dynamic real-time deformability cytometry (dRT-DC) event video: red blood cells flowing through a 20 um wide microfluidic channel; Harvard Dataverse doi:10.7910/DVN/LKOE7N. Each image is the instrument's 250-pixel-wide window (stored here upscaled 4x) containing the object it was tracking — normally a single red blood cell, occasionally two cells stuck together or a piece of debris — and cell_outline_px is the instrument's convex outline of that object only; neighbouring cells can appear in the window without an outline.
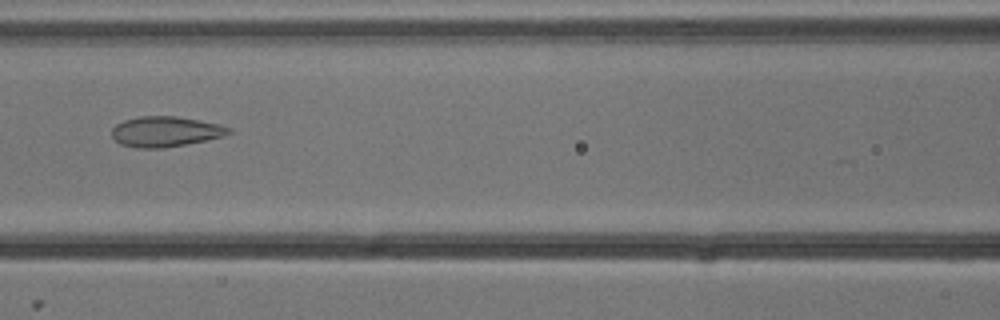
{"species": "common noctule bat (a hibernating species)", "species_latin": "Nyctalus noctula", "temperature_condition": "cold", "stored_images_in_passage": 8, "camera_frame_rate_fps": 3000, "um_per_image_px": 0.085, "animal": {"sex": "male", "body_mass_g": 13.3}, "frame": {"image": 1, "passage_image": 5, "time_ms": 1.333, "image_size_px": [1000, 320], "cell_outline_px": [[232, 132], [224, 136], [164, 148], [136, 148], [120, 144], [112, 136], [112, 128], [116, 124], [124, 120], [140, 116], [176, 116], [200, 120], [220, 124], [232, 128]], "centroid_in_image_um": [14.07, 11.18], "position_along_channel_um": 152.5, "area_um2": 20.69}}
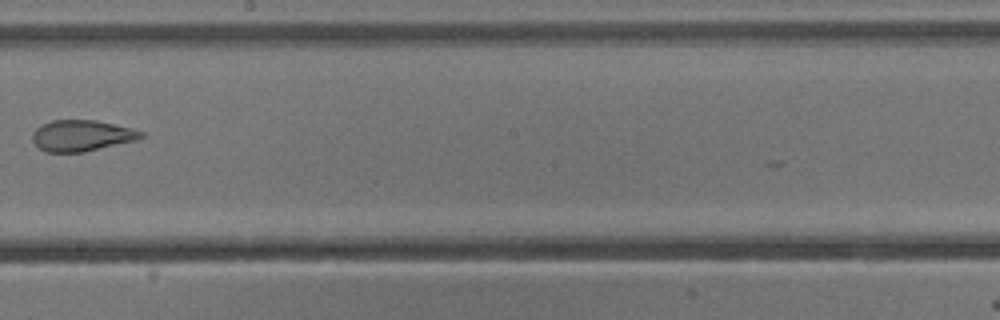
{"frame": {"image": 2, "passage_image": 7, "time_ms": 2.0, "image_size_px": [1000, 320], "cell_outline_px": [[144, 136], [136, 140], [84, 152], [44, 152], [32, 140], [32, 132], [36, 128], [52, 120], [96, 120], [132, 128], [144, 132]], "centroid_in_image_um": [6.94, 11.53], "position_along_channel_um": 241.3, "area_um2": 19.65}}
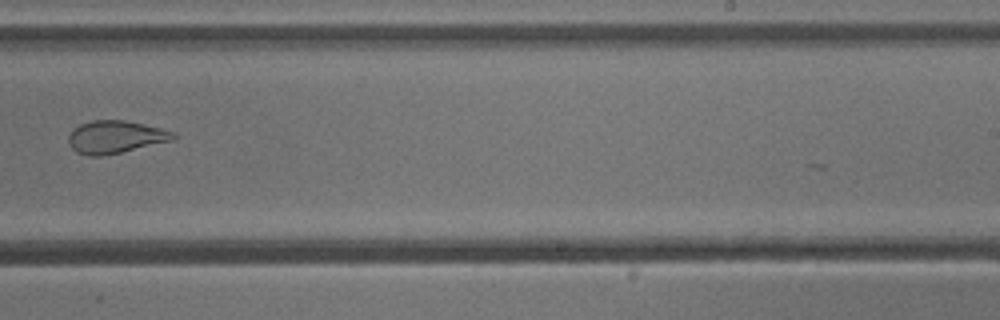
{"frame": {"image": 3, "passage_image": 8, "time_ms": 2.333, "image_size_px": [1000, 320], "cell_outline_px": [[180, 136], [172, 140], [120, 152], [100, 156], [88, 156], [76, 152], [72, 148], [68, 140], [68, 136], [80, 124], [92, 120], [124, 120], [160, 128], [176, 132]], "centroid_in_image_um": [9.83, 11.64], "position_along_channel_um": 279.2, "area_um2": 19.71}}